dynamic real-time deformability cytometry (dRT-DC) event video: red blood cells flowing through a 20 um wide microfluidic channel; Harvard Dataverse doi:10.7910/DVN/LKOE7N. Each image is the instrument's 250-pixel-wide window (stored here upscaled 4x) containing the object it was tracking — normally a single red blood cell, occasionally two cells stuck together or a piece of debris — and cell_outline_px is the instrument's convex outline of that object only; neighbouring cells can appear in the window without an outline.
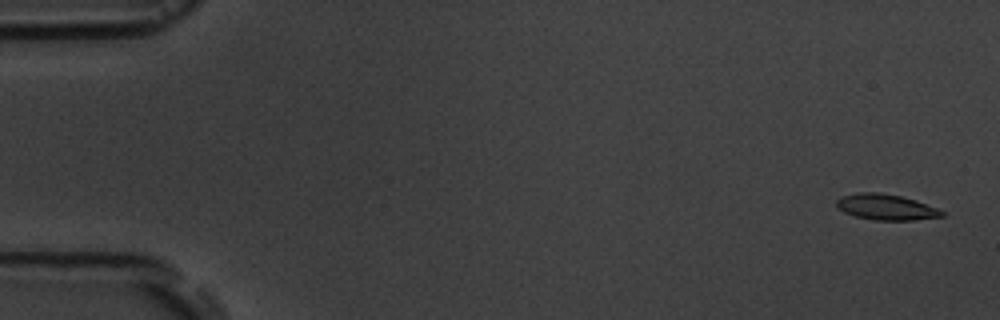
{"species": "common noctule bat (a hibernating species)", "species_latin": "Nyctalus noctula", "temperature_condition": "room temperature", "stored_images_in_passage": 7, "camera_frame_rate_fps": 3000, "um_per_image_px": 0.085, "animal": {"sex": "male", "body_mass_g": 19.5, "forearm_length_mm": 54.6}, "frame": {"image": 1, "passage_image": 1, "time_ms": 0.0, "image_size_px": [1000, 320], "cell_outline_px": [[944, 216], [912, 220], [876, 220], [856, 216], [844, 212], [836, 208], [836, 200], [840, 196], [856, 192], [876, 192], [900, 196], [916, 200], [936, 208], [944, 212]], "centroid_in_image_um": [75.26, 17.59], "position_along_channel_um": 9.7, "area_um2": 15.78}}
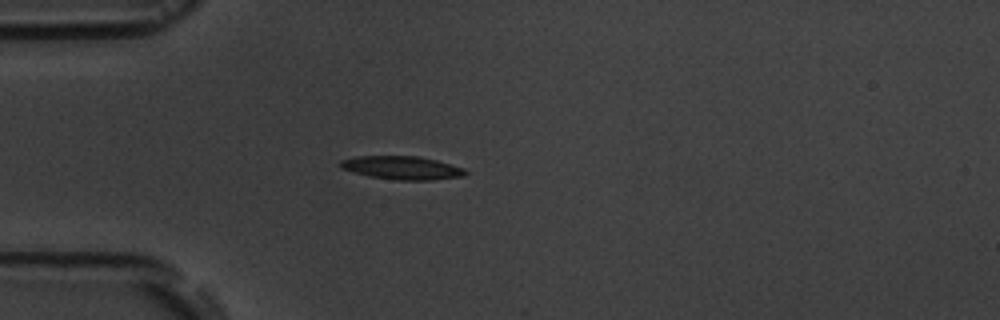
{"frame": {"image": 2, "passage_image": 5, "time_ms": 4.667, "image_size_px": [1000, 320], "cell_outline_px": [[468, 172], [464, 176], [432, 180], [396, 180], [368, 176], [340, 168], [340, 160], [356, 156], [416, 156], [436, 160], [464, 168]], "centroid_in_image_um": [34.16, 14.26], "position_along_channel_um": 50.8, "area_um2": 16.99}}
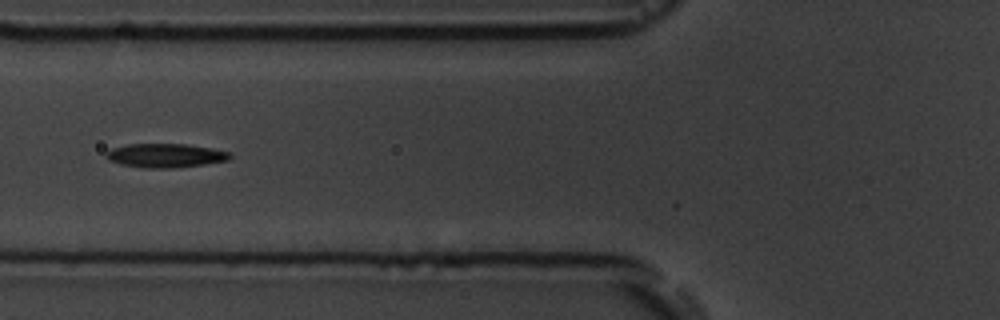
{"frame": {"image": 3, "passage_image": 7, "time_ms": 6.667, "image_size_px": [1000, 320], "cell_outline_px": [[232, 156], [228, 160], [204, 164], [172, 168], [144, 168], [120, 164], [108, 160], [104, 156], [104, 152], [112, 148], [128, 144], [184, 144], [212, 148], [228, 152]], "centroid_in_image_um": [14.0, 13.22], "position_along_channel_um": 111.8, "area_um2": 17.28}}